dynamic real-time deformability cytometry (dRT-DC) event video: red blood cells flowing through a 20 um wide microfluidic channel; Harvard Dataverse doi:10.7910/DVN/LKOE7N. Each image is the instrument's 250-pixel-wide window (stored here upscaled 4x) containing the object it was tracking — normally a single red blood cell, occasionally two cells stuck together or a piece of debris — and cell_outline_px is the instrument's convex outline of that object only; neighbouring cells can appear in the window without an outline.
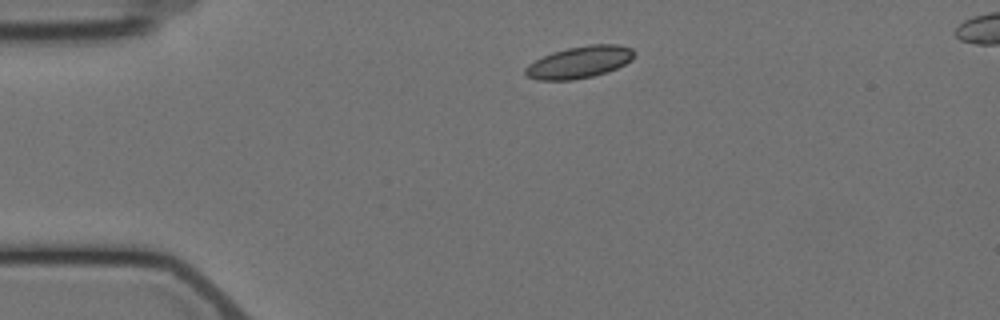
{"species": "Egyptian fruit bat (a non-hibernating species)", "species_latin": "Rousettus aegyptiacus", "temperature_condition": "cold", "stored_images_in_passage": 3, "camera_frame_rate_fps": 3000, "um_per_image_px": 0.085, "animal": {"sex": "female"}, "frame": {"image": 1, "passage_image": 1, "time_ms": 0.0, "image_size_px": [1000, 320], "cell_outline_px": [[632, 60], [608, 72], [592, 76], [572, 80], [536, 80], [528, 76], [524, 72], [524, 68], [528, 64], [552, 52], [568, 48], [588, 44], [620, 44], [632, 48]], "centroid_in_image_um": [49.24, 5.28], "position_along_channel_um": 35.8, "area_um2": 20.17}}